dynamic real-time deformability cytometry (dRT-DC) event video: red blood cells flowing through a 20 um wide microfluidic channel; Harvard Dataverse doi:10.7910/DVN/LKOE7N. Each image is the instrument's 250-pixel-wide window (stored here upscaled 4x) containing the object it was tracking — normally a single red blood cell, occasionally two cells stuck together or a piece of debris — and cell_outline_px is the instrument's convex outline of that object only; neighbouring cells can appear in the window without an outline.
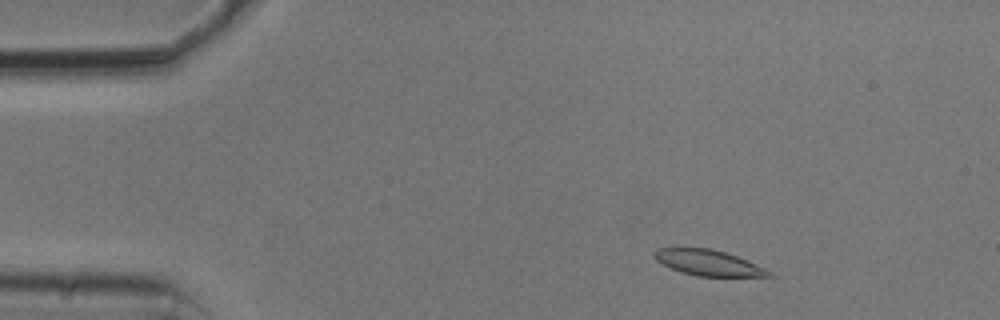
{"species": "common noctule bat (a hibernating species)", "species_latin": "Nyctalus noctula", "temperature_condition": "cold", "stored_images_in_passage": 50, "camera_frame_rate_fps": 3000, "um_per_image_px": 0.085, "animal": {"sex": "male", "body_mass_g": 20.5, "forearm_length_mm": 52.5}, "frame": {"image": 1, "passage_image": 5, "time_ms": 1.333, "image_size_px": [1000, 320], "cell_outline_px": [[776, 276], [696, 276], [680, 272], [656, 260], [652, 256], [652, 252], [656, 248], [708, 248], [724, 252], [736, 256], [764, 268], [772, 272]], "centroid_in_image_um": [60.16, 22.33], "position_along_channel_um": 24.8, "area_um2": 16.94}}
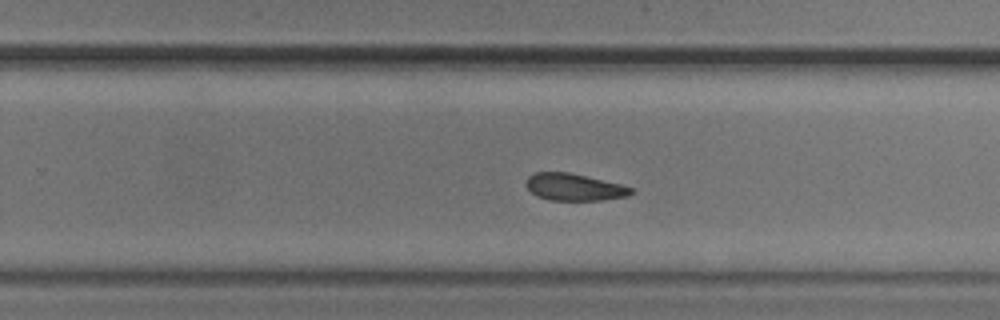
{"frame": {"image": 2, "passage_image": 31, "time_ms": 10.0, "image_size_px": [1000, 320], "cell_outline_px": [[632, 192], [628, 196], [600, 200], [548, 200], [536, 196], [524, 184], [528, 176], [536, 172], [568, 172], [620, 184], [632, 188]], "centroid_in_image_um": [48.75, 15.9], "position_along_channel_um": 281.0, "area_um2": 16.42}}
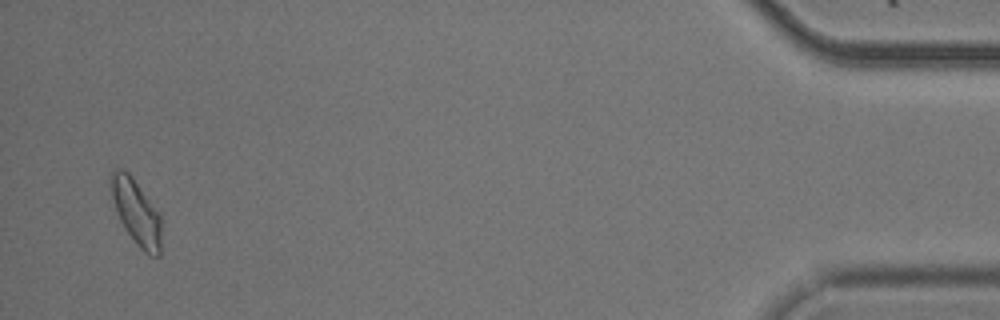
{"frame": {"image": 3, "passage_image": 49, "time_ms": 16.0, "image_size_px": [1000, 320], "cell_outline_px": [[160, 256], [152, 256], [144, 252], [136, 244], [124, 228], [120, 220], [112, 196], [108, 176], [116, 168], [120, 168], [128, 172], [132, 176], [160, 212]], "centroid_in_image_um": [11.58, 18.0], "position_along_channel_um": 423.6, "area_um2": 19.25}, "authors_computed_cell_mechanics": {"area_um2": 17.8024, "velocity_mm_per_s": 3.7547, "shape_relaxation_time_tau1_ms": 3.5138, "shape_relaxation_time_tau2_ms": 4.3973, "deformation_change_tau1": 0.106, "deformation_change_tau2": 0.0928}}